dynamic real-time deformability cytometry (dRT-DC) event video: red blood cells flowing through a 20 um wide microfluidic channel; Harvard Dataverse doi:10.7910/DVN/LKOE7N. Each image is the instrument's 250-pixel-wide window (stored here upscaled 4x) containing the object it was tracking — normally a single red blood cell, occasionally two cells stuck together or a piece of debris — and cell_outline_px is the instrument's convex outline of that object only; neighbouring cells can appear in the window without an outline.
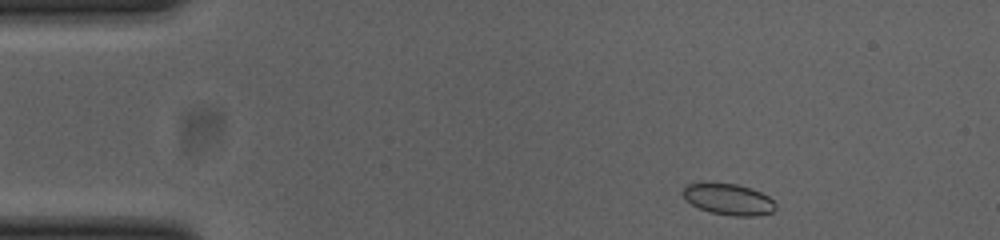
{"species": "common noctule bat (a hibernating species)", "species_latin": "Nyctalus noctula", "temperature_condition": "cold", "stored_images_in_passage": 48, "camera_frame_rate_fps": 3000, "um_per_image_px": 0.085, "animal": {"sex": "female", "body_mass_g": 23.0, "forearm_length_mm": 53.4}, "frame": {"image": 1, "passage_image": 1, "time_ms": 0.0, "image_size_px": [1000, 240], "cell_outline_px": [[776, 208], [772, 212], [756, 216], [732, 216], [712, 212], [700, 208], [692, 204], [684, 196], [684, 188], [688, 184], [700, 180], [736, 184], [752, 188], [768, 196], [776, 204]], "centroid_in_image_um": [61.92, 16.9], "position_along_channel_um": 23.1, "area_um2": 17.11}}
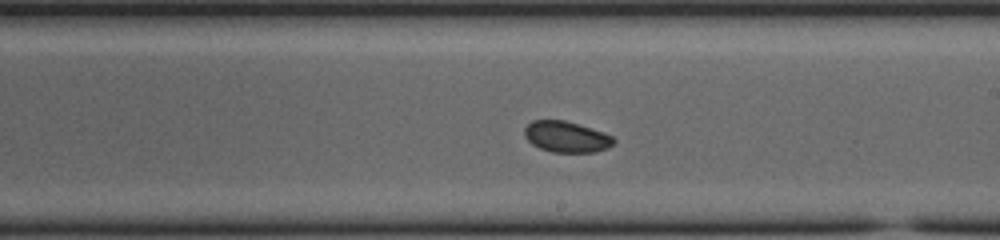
{"frame": {"image": 2, "passage_image": 24, "time_ms": 7.667, "image_size_px": [1000, 240], "cell_outline_px": [[616, 144], [608, 148], [592, 152], [552, 152], [540, 148], [532, 144], [524, 136], [524, 128], [532, 120], [564, 120], [612, 136], [616, 140]], "centroid_in_image_um": [48.12, 11.64], "position_along_channel_um": 240.9, "area_um2": 15.95}}
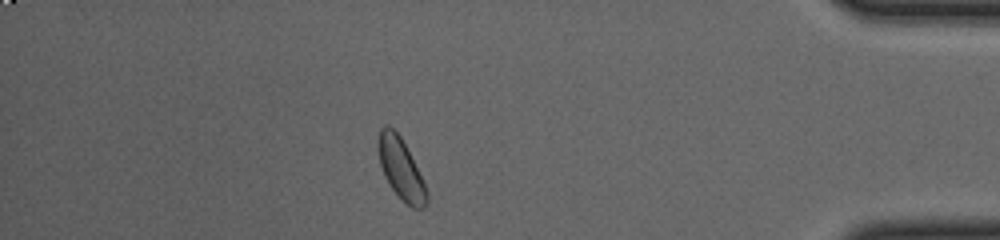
{"frame": {"image": 3, "passage_image": 40, "time_ms": 13.0, "image_size_px": [1000, 240], "cell_outline_px": [[428, 204], [424, 208], [412, 208], [388, 184], [384, 176], [380, 164], [376, 148], [380, 128], [384, 124], [388, 124], [400, 136], [428, 192]], "centroid_in_image_um": [34.03, 14.33], "position_along_channel_um": 401.2, "area_um2": 16.94}, "authors_computed_cell_mechanics": {"area_um2": 16.7909, "velocity_mm_per_s": 3.8129, "shape_relaxation_time_tau1_ms": null, "shape_relaxation_time_tau2_ms": 4.3746, "deformation_change_tau1": null, "deformation_change_tau2": 0.061}}